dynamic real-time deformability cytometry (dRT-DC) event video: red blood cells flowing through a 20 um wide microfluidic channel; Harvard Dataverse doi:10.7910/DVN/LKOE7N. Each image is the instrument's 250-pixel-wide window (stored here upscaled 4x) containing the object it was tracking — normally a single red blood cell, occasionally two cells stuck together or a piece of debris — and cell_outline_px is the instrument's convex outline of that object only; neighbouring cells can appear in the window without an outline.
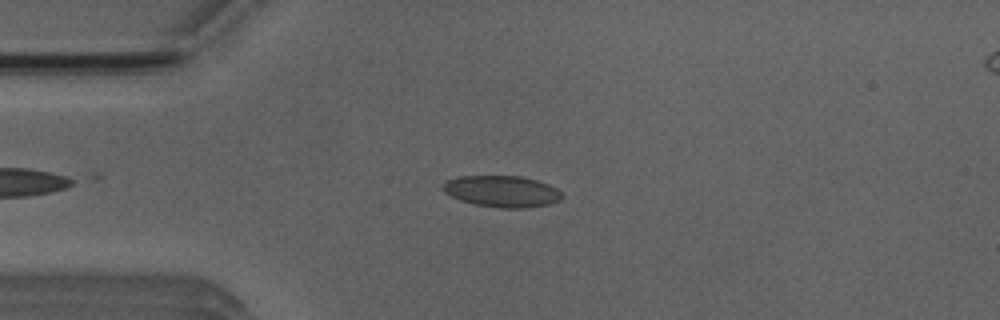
{"species": "Egyptian fruit bat (a non-hibernating species)", "species_latin": "Rousettus aegyptiacus", "temperature_condition": "room temperature", "stored_images_in_passage": 4, "camera_frame_rate_fps": 3000, "um_per_image_px": 0.085, "animal": {"sex": "male"}, "frame": {"image": 1, "passage_image": 2, "time_ms": 1.333, "image_size_px": [1000, 320], "cell_outline_px": [[564, 196], [560, 200], [548, 204], [524, 208], [500, 208], [476, 204], [460, 200], [444, 192], [444, 180], [456, 176], [520, 176], [536, 180], [548, 184], [556, 188]], "centroid_in_image_um": [42.66, 16.26], "position_along_channel_um": 42.3, "area_um2": 21.73}}